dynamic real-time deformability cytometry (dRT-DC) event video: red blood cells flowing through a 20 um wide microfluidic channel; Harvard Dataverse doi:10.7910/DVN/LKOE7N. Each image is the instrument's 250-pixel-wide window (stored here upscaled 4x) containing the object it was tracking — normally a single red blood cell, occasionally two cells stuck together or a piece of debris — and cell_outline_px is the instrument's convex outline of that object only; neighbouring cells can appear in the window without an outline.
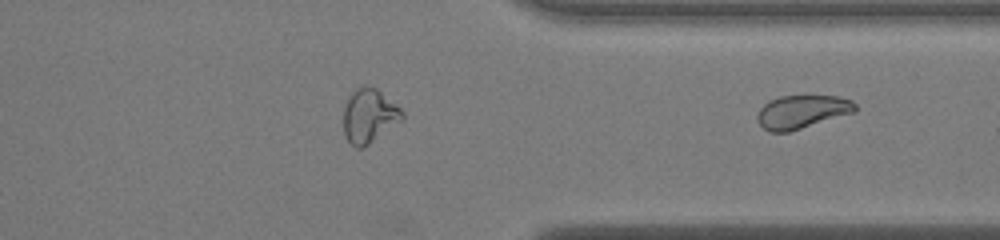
{"species": "common noctule bat (a hibernating species)", "species_latin": "Nyctalus noctula", "temperature_condition": "warm", "stored_images_in_passage": 27, "segment_of_instrument_passage": [2, 2], "camera_frame_rate_fps": 3000, "um_per_image_px": 0.085, "animal": {"sex": "male", "body_mass_g": 19.0, "forearm_length_mm": 50.8}, "frame": {"image": 1, "passage_image": 27, "time_ms": 8.667, "image_size_px": [1000, 240], "cell_outline_px": [[856, 112], [788, 132], [768, 132], [756, 120], [756, 116], [760, 108], [768, 100], [780, 96], [840, 96], [852, 100], [856, 104]], "centroid_in_image_um": [68.16, 9.5], "position_along_channel_um": 343.2, "area_um2": 19.13}}